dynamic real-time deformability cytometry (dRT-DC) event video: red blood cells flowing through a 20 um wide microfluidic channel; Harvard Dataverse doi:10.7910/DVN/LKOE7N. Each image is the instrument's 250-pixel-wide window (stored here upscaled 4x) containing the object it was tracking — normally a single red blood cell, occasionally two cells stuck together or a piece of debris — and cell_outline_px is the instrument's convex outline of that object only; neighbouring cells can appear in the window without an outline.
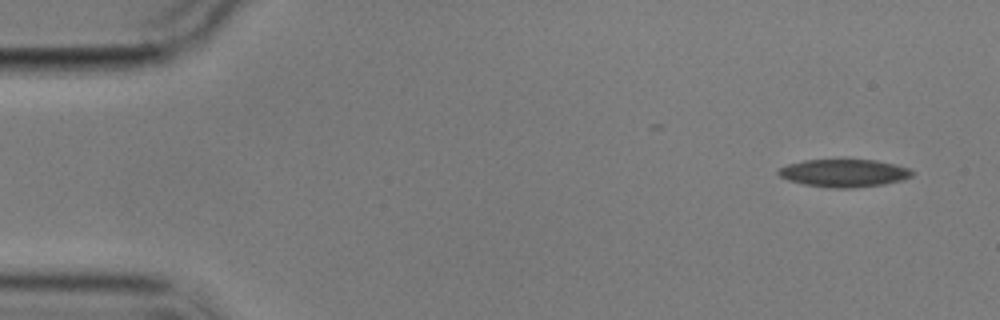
{"species": "common noctule bat (a hibernating species)", "species_latin": "Nyctalus noctula", "temperature_condition": "cold", "stored_images_in_passage": 4, "camera_frame_rate_fps": 3000, "um_per_image_px": 0.085, "animal": {"sex": "male", "body_mass_g": 17.9}, "frame": {"image": 1, "passage_image": 1, "time_ms": 0.0, "image_size_px": [1000, 320], "cell_outline_px": [[912, 176], [904, 180], [884, 184], [852, 188], [832, 188], [804, 184], [788, 180], [780, 176], [776, 172], [780, 168], [788, 164], [804, 160], [876, 160], [908, 168], [912, 172]], "centroid_in_image_um": [71.73, 14.72], "position_along_channel_um": 13.3, "area_um2": 21.44}}